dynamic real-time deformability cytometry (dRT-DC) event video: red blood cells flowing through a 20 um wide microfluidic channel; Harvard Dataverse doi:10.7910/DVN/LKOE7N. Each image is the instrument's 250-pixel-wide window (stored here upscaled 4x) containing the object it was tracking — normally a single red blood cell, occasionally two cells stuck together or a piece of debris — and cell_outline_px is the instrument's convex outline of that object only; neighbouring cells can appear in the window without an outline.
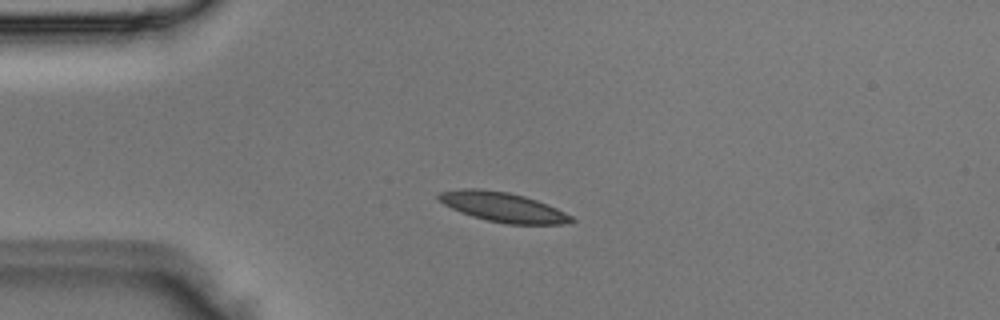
{"species": "Egyptian fruit bat (a non-hibernating species)", "species_latin": "Rousettus aegyptiacus", "temperature_condition": "room temperature", "stored_images_in_passage": 4, "camera_frame_rate_fps": 3000, "um_per_image_px": 0.085, "animal": {"sex": "male"}, "frame": {"image": 1, "passage_image": 3, "time_ms": 0.667, "image_size_px": [1000, 320], "cell_outline_px": [[576, 220], [564, 224], [508, 224], [488, 220], [472, 216], [460, 212], [444, 204], [436, 196], [440, 192], [460, 188], [480, 188], [508, 192], [524, 196], [548, 204], [572, 216]], "centroid_in_image_um": [42.74, 17.59], "position_along_channel_um": 42.3, "area_um2": 22.83}}